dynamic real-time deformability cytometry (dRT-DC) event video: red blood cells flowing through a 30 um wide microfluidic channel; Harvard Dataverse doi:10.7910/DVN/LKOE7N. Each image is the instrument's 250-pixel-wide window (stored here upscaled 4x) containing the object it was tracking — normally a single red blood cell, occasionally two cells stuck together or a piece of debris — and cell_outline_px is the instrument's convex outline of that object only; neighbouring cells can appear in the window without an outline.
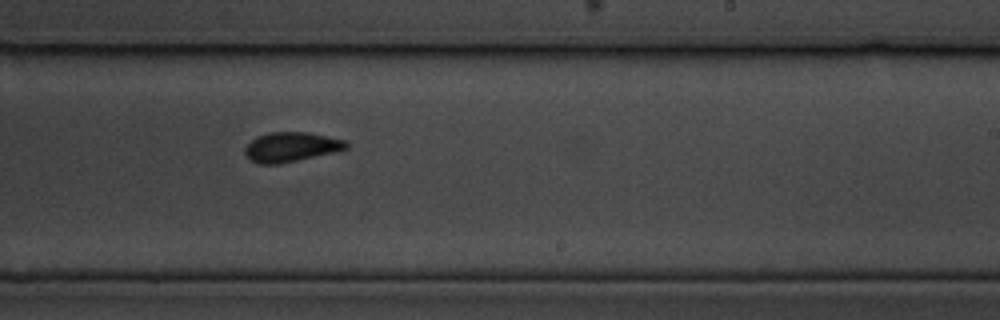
{"species": "common noctule bat (a hibernating species)", "species_latin": "Nyctalus noctula", "temperature_condition": "cold", "stored_images_in_passage": 11, "camera_frame_rate_fps": 3000, "um_per_image_px": 0.085, "animal": {"sex": "male", "body_mass_g": 19.5, "forearm_length_mm": 54.6}, "frame": {"image": 1, "passage_image": 10, "time_ms": 11.333, "image_size_px": [1000, 320], "cell_outline_px": [[348, 148], [340, 152], [280, 164], [260, 164], [252, 160], [244, 152], [244, 148], [256, 136], [268, 132], [308, 132], [348, 140]], "centroid_in_image_um": [24.82, 12.49], "position_along_channel_um": 264.2, "area_um2": 17.86}}
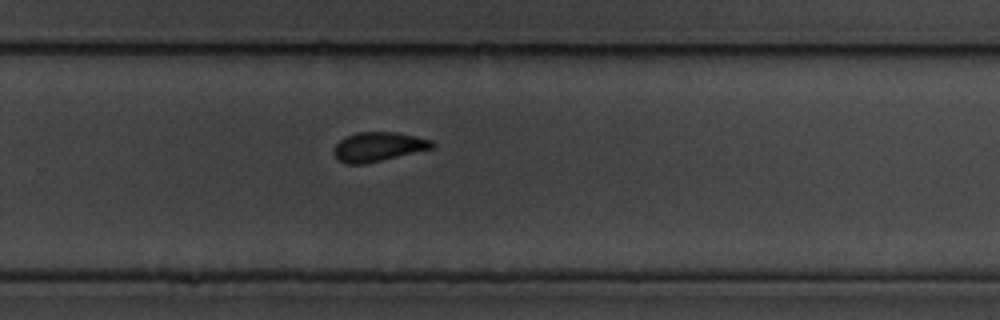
{"frame": {"image": 2, "passage_image": 11, "time_ms": 12.333, "image_size_px": [1000, 320], "cell_outline_px": [[436, 148], [364, 164], [348, 164], [340, 160], [332, 152], [332, 148], [340, 140], [356, 132], [396, 132], [416, 136], [432, 140], [436, 144]], "centroid_in_image_um": [32.2, 12.47], "position_along_channel_um": 297.6, "area_um2": 16.88}}